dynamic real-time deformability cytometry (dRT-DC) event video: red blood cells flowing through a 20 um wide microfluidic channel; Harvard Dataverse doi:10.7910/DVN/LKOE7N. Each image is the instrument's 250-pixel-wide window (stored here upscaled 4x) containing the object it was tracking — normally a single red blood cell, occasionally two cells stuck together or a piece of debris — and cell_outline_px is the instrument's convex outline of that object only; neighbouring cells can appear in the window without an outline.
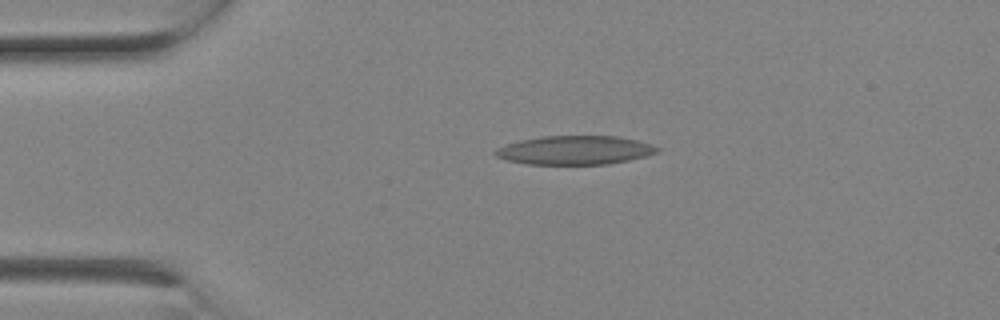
{"species": "Egyptian fruit bat (a non-hibernating species)", "species_latin": "Rousettus aegyptiacus", "temperature_condition": "room temperature", "stored_images_in_passage": 4, "camera_frame_rate_fps": 3000, "um_per_image_px": 0.085, "animal": {"sex": "female"}, "frame": {"image": 1, "passage_image": 1, "time_ms": 0.0, "image_size_px": [1000, 320], "cell_outline_px": [[660, 148], [656, 152], [644, 156], [628, 160], [608, 164], [528, 164], [504, 160], [496, 156], [492, 152], [496, 148], [520, 140], [540, 136], [616, 136], [636, 140], [652, 144]], "centroid_in_image_um": [48.82, 12.76], "position_along_channel_um": 36.2, "area_um2": 27.11}}
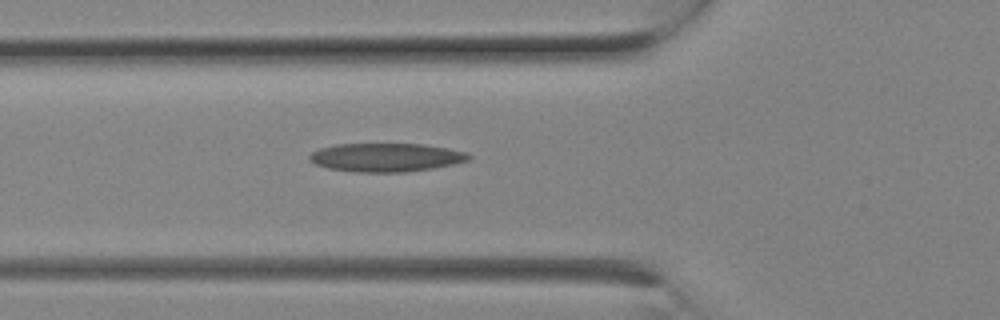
{"frame": {"image": 2, "passage_image": 4, "time_ms": 1.0, "image_size_px": [1000, 320], "cell_outline_px": [[472, 156], [468, 160], [452, 164], [432, 168], [404, 172], [356, 172], [328, 168], [316, 164], [308, 160], [308, 156], [312, 152], [320, 148], [336, 144], [424, 144], [448, 148], [468, 152]], "centroid_in_image_um": [32.81, 13.37], "position_along_channel_um": 93.0, "area_um2": 26.47}}